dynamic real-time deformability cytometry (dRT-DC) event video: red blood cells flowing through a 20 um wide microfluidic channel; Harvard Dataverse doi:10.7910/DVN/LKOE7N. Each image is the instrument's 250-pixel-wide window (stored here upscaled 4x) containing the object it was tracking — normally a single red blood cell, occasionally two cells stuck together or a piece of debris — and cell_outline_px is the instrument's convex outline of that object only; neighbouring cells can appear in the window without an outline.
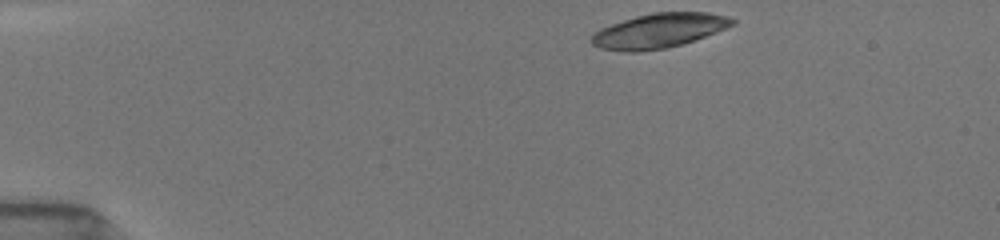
{"species": "common noctule bat (a hibernating species)", "species_latin": "Nyctalus noctula", "temperature_condition": "room temperature", "stored_images_in_passage": 44, "camera_frame_rate_fps": 3000, "um_per_image_px": 0.085, "animal": {"sex": "female", "body_mass_g": 19.5, "forearm_length_mm": 54.1}, "frame": {"image": 1, "passage_image": 1, "time_ms": 0.0, "image_size_px": [1000, 240], "cell_outline_px": [[736, 24], [716, 32], [680, 44], [664, 48], [636, 52], [620, 52], [600, 48], [592, 44], [588, 40], [600, 28], [636, 16], [652, 12], [708, 12], [728, 16], [736, 20]], "centroid_in_image_um": [56.0, 2.6], "position_along_channel_um": 29.0, "area_um2": 28.26}}
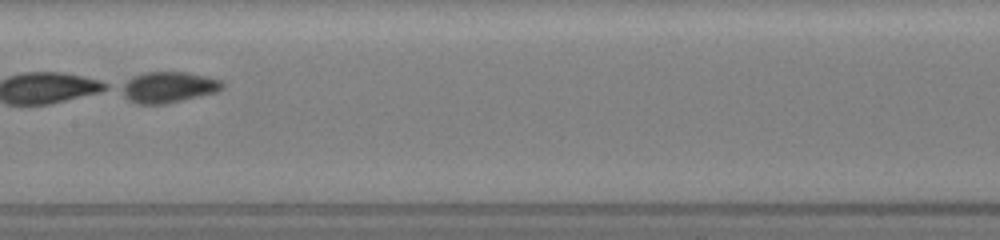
{"frame": {"image": 2, "passage_image": 20, "time_ms": 6.333, "image_size_px": [1000, 240], "cell_outline_px": [[224, 88], [216, 92], [168, 104], [136, 104], [128, 100], [116, 88], [120, 84], [132, 76], [148, 72], [184, 72], [204, 76], [220, 80], [224, 84]], "centroid_in_image_um": [14.23, 7.43], "position_along_channel_um": 193.2, "area_um2": 18.5}}